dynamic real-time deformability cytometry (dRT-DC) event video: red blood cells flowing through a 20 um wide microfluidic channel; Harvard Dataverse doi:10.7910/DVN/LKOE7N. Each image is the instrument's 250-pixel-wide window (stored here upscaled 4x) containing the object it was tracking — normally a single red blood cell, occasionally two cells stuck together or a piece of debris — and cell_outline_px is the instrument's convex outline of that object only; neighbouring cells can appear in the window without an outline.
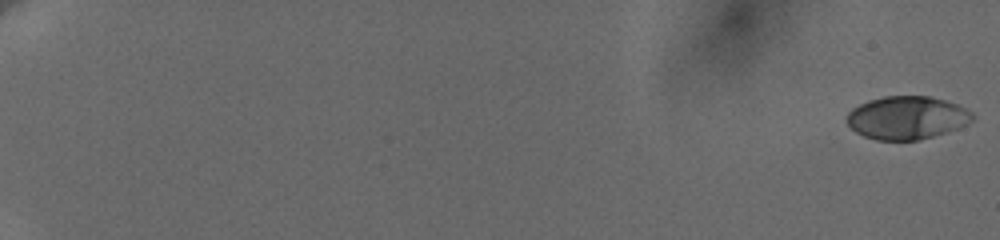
{"species": "human", "species_latin": "Homo sapiens", "temperature_condition": "cold", "stored_images_in_passage": 53, "camera_frame_rate_fps": 3000, "um_per_image_px": 0.085, "donor": {"sex": "female"}, "frame": {"image": 1, "passage_image": 1, "time_ms": 0.0, "image_size_px": [1000, 240], "cell_outline_px": [[976, 116], [972, 120], [956, 128], [932, 136], [916, 140], [876, 140], [864, 136], [856, 132], [848, 124], [848, 112], [852, 108], [868, 100], [884, 96], [928, 96], [944, 100], [956, 104], [972, 112]], "centroid_in_image_um": [77.06, 10.0], "position_along_channel_um": 7.9, "area_um2": 31.15}}
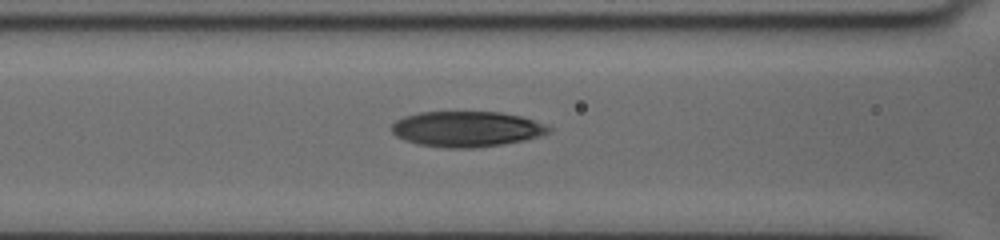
{"frame": {"image": 2, "passage_image": 44, "time_ms": 9.667, "image_size_px": [1000, 240], "cell_outline_px": [[552, 128], [548, 132], [524, 140], [500, 144], [472, 148], [448, 148], [420, 144], [404, 140], [396, 136], [392, 132], [392, 124], [396, 120], [404, 116], [420, 112], [500, 112], [520, 116], [544, 124]], "centroid_in_image_um": [39.61, 10.96], "position_along_channel_um": 127.0, "area_um2": 32.14}}
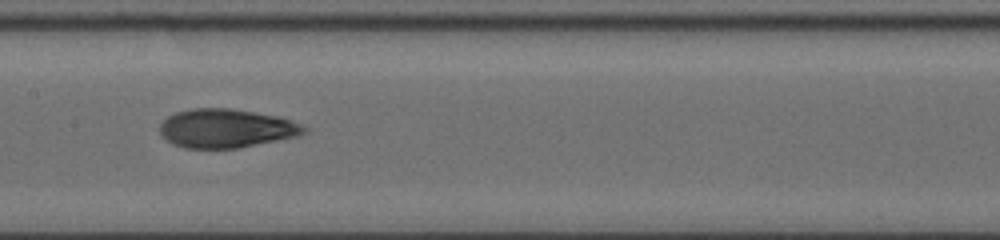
{"frame": {"image": 3, "passage_image": 52, "time_ms": 11.333, "image_size_px": [1000, 240], "cell_outline_px": [[308, 132], [296, 136], [240, 148], [184, 148], [168, 140], [160, 132], [160, 124], [168, 116], [176, 112], [192, 108], [232, 108], [276, 116], [300, 124], [308, 128]], "centroid_in_image_um": [19.23, 10.91], "position_along_channel_um": 188.2, "area_um2": 32.31}}